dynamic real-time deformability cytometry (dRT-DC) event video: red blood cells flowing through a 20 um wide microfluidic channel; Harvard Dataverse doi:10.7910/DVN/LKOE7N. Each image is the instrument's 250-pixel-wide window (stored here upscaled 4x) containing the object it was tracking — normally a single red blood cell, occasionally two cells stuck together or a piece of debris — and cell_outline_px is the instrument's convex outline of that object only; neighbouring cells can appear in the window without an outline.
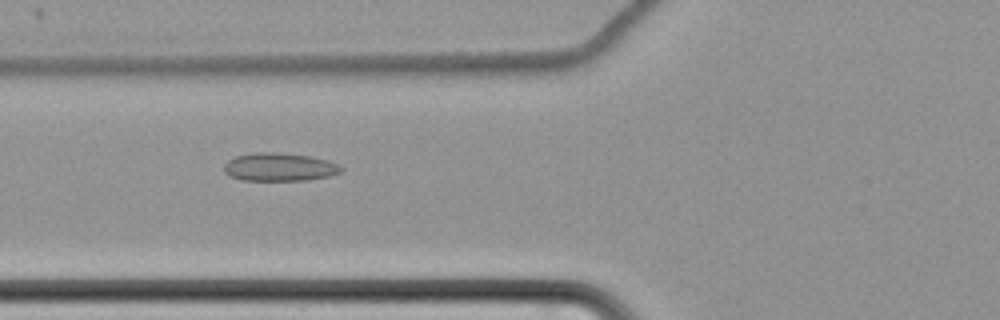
{"species": "common noctule bat (a hibernating species)", "species_latin": "Nyctalus noctula", "temperature_condition": "cold", "stored_images_in_passage": 42, "camera_frame_rate_fps": 3000, "um_per_image_px": 0.085, "animal": {"sex": "female", "body_mass_g": 22.7, "forearm_length_mm": 54.2}, "frame": {"image": 1, "passage_image": 6, "time_ms": 1.667, "image_size_px": [1000, 320], "cell_outline_px": [[344, 168], [340, 172], [328, 176], [308, 180], [240, 180], [228, 176], [224, 172], [224, 164], [228, 160], [236, 156], [256, 152], [276, 152], [312, 156], [328, 160], [340, 164]], "centroid_in_image_um": [23.75, 14.19], "position_along_channel_um": 102.0, "area_um2": 19.42}}
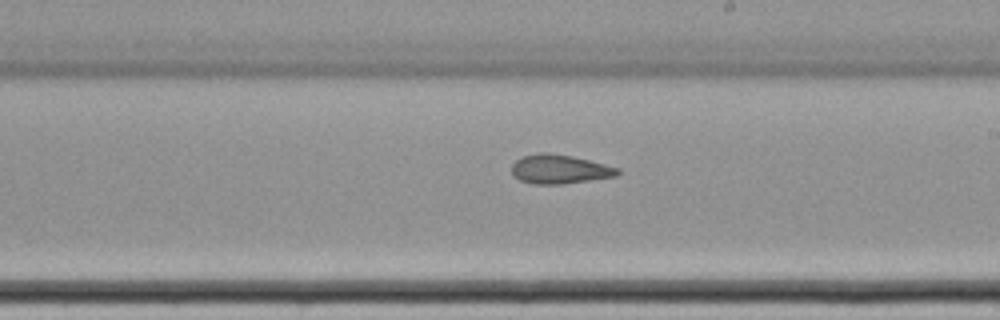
{"frame": {"image": 2, "passage_image": 18, "time_ms": 5.667, "image_size_px": [1000, 320], "cell_outline_px": [[620, 172], [616, 176], [560, 184], [532, 184], [520, 180], [512, 176], [512, 164], [516, 160], [524, 156], [540, 152], [544, 152], [572, 156], [620, 168]], "centroid_in_image_um": [47.53, 14.38], "position_along_channel_um": 241.5, "area_um2": 17.8}}
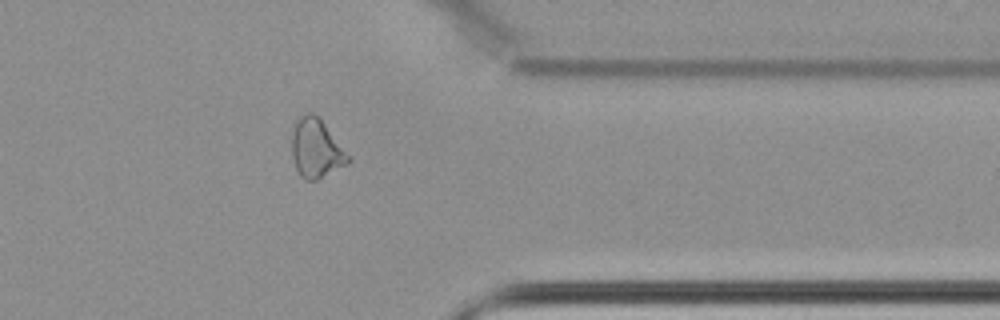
{"frame": {"image": 3, "passage_image": 31, "time_ms": 10.0, "image_size_px": [1000, 320], "cell_outline_px": [[352, 160], [348, 164], [316, 180], [304, 180], [300, 176], [296, 168], [292, 156], [292, 124], [300, 116], [308, 112], [312, 112], [320, 116], [352, 156]], "centroid_in_image_um": [26.91, 12.58], "position_along_channel_um": 384.5, "area_um2": 20.06}, "authors_computed_cell_mechanics": {"area_um2": 18.3515, "velocity_mm_per_s": 3.478, "shape_relaxation_time_tau1_ms": null, "shape_relaxation_time_tau2_ms": 6.4306, "deformation_change_tau1": null, "deformation_change_tau2": 0.1424}}